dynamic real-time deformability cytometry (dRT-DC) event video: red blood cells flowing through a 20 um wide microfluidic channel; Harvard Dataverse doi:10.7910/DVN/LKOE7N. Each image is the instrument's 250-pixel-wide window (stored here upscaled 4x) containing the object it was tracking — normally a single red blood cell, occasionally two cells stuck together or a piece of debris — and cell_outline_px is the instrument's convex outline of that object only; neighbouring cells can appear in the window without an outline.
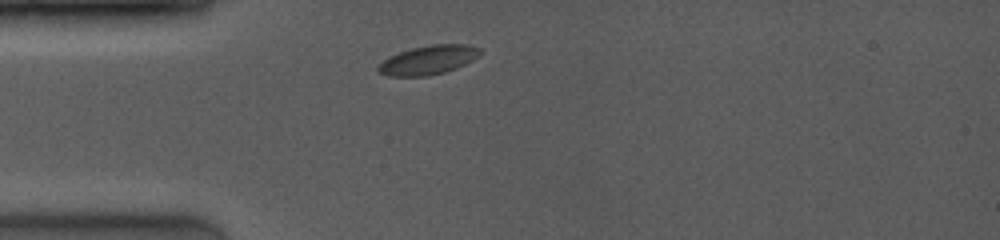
{"species": "common noctule bat (a hibernating species)", "species_latin": "Nyctalus noctula", "temperature_condition": "room temperature", "stored_images_in_passage": 17, "camera_frame_rate_fps": 4000, "um_per_image_px": 0.085, "animal": {"sex": "female", "body_mass_g": 19.0, "forearm_length_mm": 53.3}, "frame": {"image": 1, "passage_image": 1, "time_ms": 0.0, "image_size_px": [1000, 240], "cell_outline_px": [[480, 52], [472, 60], [456, 68], [444, 72], [428, 76], [388, 76], [376, 72], [376, 64], [388, 56], [412, 48], [432, 44], [468, 44], [480, 48]], "centroid_in_image_um": [36.32, 5.1], "position_along_channel_um": 48.7, "area_um2": 17.34}}
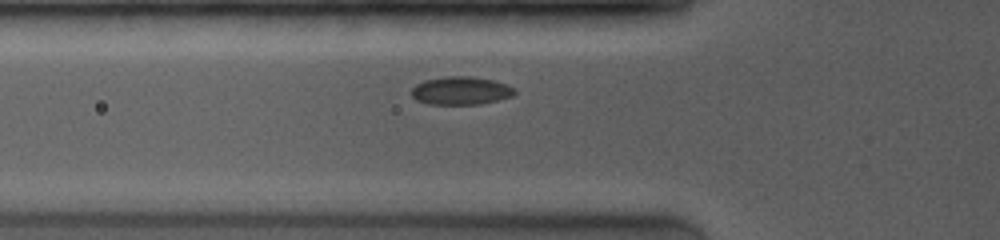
{"frame": {"image": 2, "passage_image": 5, "time_ms": 1.25, "image_size_px": [1000, 240], "cell_outline_px": [[516, 92], [512, 96], [480, 104], [428, 104], [416, 100], [412, 96], [412, 88], [416, 84], [424, 80], [444, 76], [472, 76], [496, 80], [508, 84], [516, 88]], "centroid_in_image_um": [39.19, 7.69], "position_along_channel_um": 86.6, "area_um2": 17.11}}
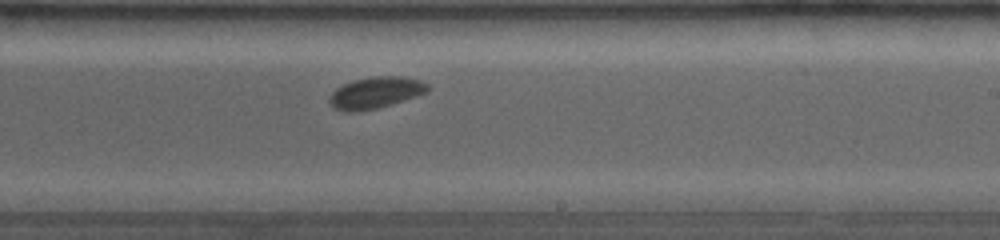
{"frame": {"image": 3, "passage_image": 16, "time_ms": 5.5, "image_size_px": [1000, 240], "cell_outline_px": [[428, 92], [416, 96], [376, 108], [356, 112], [344, 112], [332, 108], [328, 104], [328, 96], [336, 88], [352, 80], [372, 76], [400, 76], [420, 80], [428, 84]], "centroid_in_image_um": [31.85, 7.88], "position_along_channel_um": 257.1, "area_um2": 18.15}}